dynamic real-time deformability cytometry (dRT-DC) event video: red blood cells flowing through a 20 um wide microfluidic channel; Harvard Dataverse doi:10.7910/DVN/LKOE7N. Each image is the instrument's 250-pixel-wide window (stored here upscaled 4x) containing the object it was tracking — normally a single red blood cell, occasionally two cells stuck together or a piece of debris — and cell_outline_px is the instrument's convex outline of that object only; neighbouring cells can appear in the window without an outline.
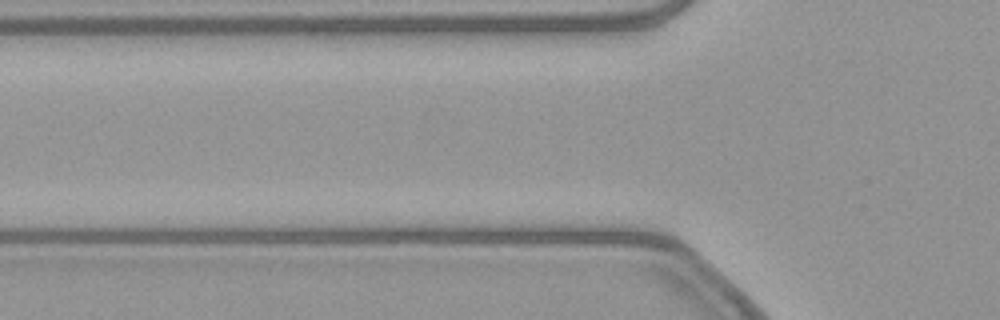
{"species": "common noctule bat (a hibernating species)", "species_latin": "Nyctalus noctula", "temperature_condition": "warm", "stored_images_in_passage": 3, "camera_frame_rate_fps": 3000, "um_per_image_px": 0.085, "animal": {"sex": "female", "body_mass_g": 21.9}, "frame": {"image": 1, "passage_image": 2, "time_ms": 0.333, "image_size_px": [1000, 320], "cell_outline_px": [[680, 280], [496, 260], [500, 256], [516, 256], [660, 260], [676, 268], [680, 276]], "centroid_in_image_um": [51.37, 22.56], "position_along_channel_um": 74.4, "area_um2": 15.09}}